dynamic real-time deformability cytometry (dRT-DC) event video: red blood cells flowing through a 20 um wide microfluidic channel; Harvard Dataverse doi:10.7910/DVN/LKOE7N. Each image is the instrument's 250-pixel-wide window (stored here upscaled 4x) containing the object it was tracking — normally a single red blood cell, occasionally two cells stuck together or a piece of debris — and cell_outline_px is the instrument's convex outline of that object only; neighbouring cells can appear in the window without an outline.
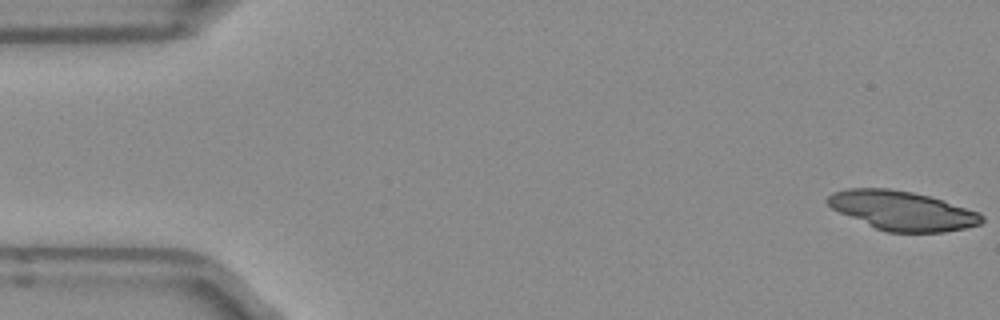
{"species": "Egyptian fruit bat (a non-hibernating species)", "species_latin": "Rousettus aegyptiacus", "temperature_condition": "room temperature", "stored_images_in_passage": 12, "camera_frame_rate_fps": 3000, "um_per_image_px": 0.085, "frame": {"image": 1, "passage_image": 1, "time_ms": 0.0, "image_size_px": [1000, 320], "cell_outline_px": [[984, 220], [980, 224], [964, 228], [944, 232], [888, 232], [876, 228], [840, 212], [832, 208], [824, 200], [832, 192], [848, 188], [888, 188], [912, 192], [928, 196], [980, 212], [984, 216]], "centroid_in_image_um": [76.69, 17.9], "position_along_channel_um": 8.3, "area_um2": 34.91}}